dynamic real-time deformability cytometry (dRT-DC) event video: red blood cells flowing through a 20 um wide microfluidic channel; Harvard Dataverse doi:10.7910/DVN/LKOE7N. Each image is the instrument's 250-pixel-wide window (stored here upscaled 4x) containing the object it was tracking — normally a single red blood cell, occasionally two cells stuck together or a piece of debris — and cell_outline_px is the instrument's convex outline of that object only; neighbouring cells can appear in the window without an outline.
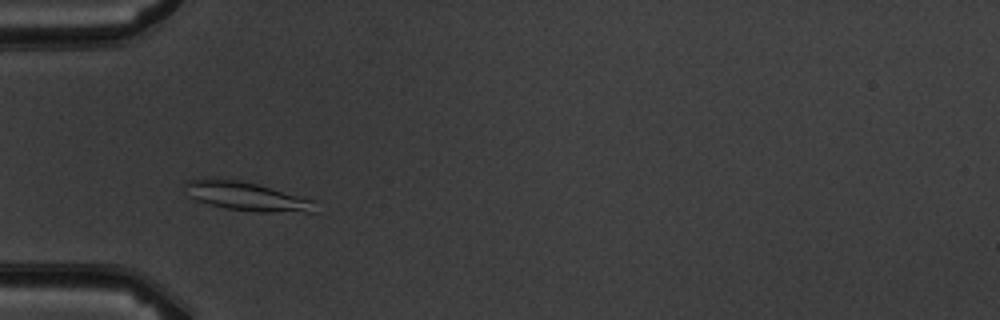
{"species": "common noctule bat (a hibernating species)", "species_latin": "Nyctalus noctula", "temperature_condition": "warm", "stored_images_in_passage": 5, "camera_frame_rate_fps": 3000, "um_per_image_px": 0.085, "animal": {"sex": "male", "body_mass_g": 19.5, "forearm_length_mm": 54.6}, "frame": {"image": 1, "passage_image": 3, "time_ms": 2.333, "image_size_px": [1000, 320], "cell_outline_px": [[316, 212], [256, 212], [224, 208], [196, 200], [188, 196], [184, 184], [184, 180], [220, 176], [240, 180], [256, 184], [316, 200]], "centroid_in_image_um": [20.92, 16.66], "position_along_channel_um": 64.1, "area_um2": 22.37}}